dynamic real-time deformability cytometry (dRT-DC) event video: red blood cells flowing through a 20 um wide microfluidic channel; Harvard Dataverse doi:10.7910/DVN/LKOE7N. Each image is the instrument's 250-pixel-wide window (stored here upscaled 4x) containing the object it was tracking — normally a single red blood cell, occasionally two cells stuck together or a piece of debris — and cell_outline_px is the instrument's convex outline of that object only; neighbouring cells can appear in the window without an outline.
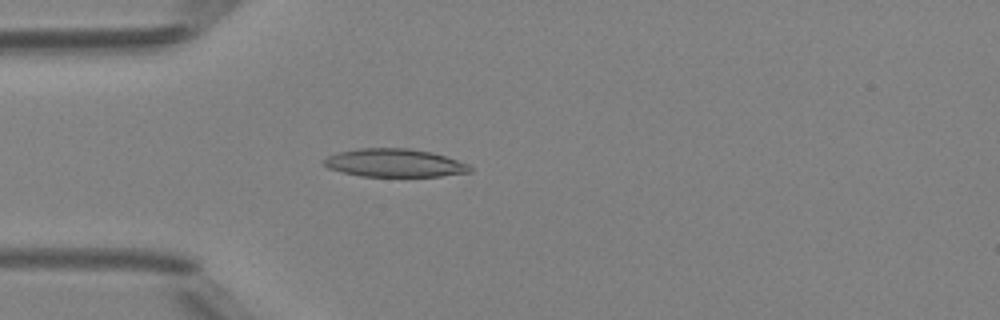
{"species": "Egyptian fruit bat (a non-hibernating species)", "species_latin": "Rousettus aegyptiacus", "temperature_condition": "room temperature", "stored_images_in_passage": 48, "camera_frame_rate_fps": 3000, "um_per_image_px": 0.085, "animal": {"sex": "female"}, "frame": {"image": 1, "passage_image": 13, "time_ms": 4.0, "image_size_px": [1000, 320], "cell_outline_px": [[472, 172], [440, 176], [360, 176], [328, 168], [324, 164], [324, 160], [328, 156], [340, 152], [360, 148], [408, 148], [432, 152], [468, 164], [472, 168]], "centroid_in_image_um": [33.56, 13.85], "position_along_channel_um": 51.4, "area_um2": 23.7}}
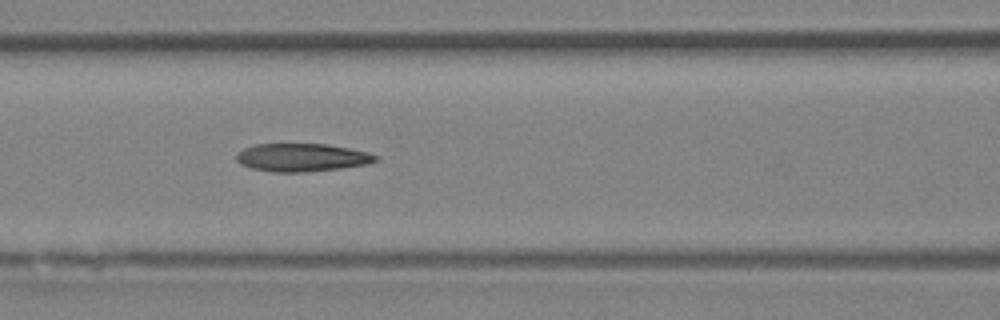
{"frame": {"image": 2, "passage_image": 20, "time_ms": 6.333, "image_size_px": [1000, 320], "cell_outline_px": [[380, 160], [368, 164], [344, 168], [304, 172], [272, 172], [252, 168], [240, 164], [236, 160], [236, 152], [244, 148], [256, 144], [324, 144], [348, 148], [368, 152], [380, 156]], "centroid_in_image_um": [25.68, 13.39], "position_along_channel_um": 140.9, "area_um2": 22.95}}
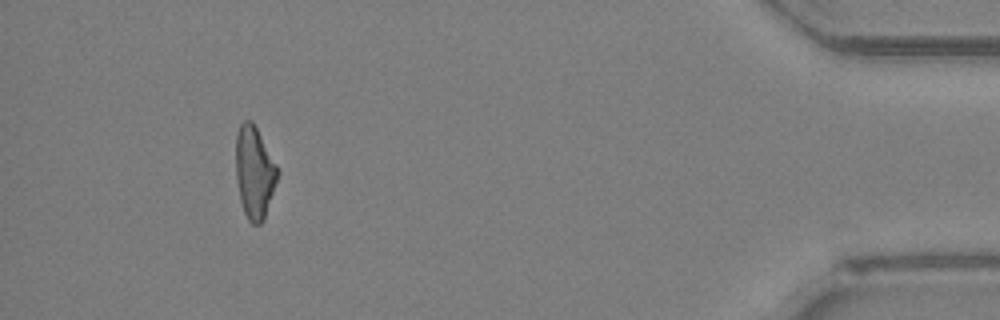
{"frame": {"image": 3, "passage_image": 44, "time_ms": 14.333, "image_size_px": [1000, 320], "cell_outline_px": [[280, 172], [264, 220], [260, 224], [252, 224], [248, 220], [244, 212], [240, 200], [236, 180], [236, 136], [240, 124], [244, 120], [252, 120], [276, 164]], "centroid_in_image_um": [21.63, 14.67], "position_along_channel_um": 413.6, "area_um2": 22.43}, "authors_computed_cell_mechanics": {"area_um2": 22.831, "velocity_mm_per_s": 4.2277, "shape_relaxation_time_tau1_ms": 10.5638, "shape_relaxation_time_tau2_ms": 9.4993, "deformation_change_tau1": 0.2664, "deformation_change_tau2": 0.2365}}